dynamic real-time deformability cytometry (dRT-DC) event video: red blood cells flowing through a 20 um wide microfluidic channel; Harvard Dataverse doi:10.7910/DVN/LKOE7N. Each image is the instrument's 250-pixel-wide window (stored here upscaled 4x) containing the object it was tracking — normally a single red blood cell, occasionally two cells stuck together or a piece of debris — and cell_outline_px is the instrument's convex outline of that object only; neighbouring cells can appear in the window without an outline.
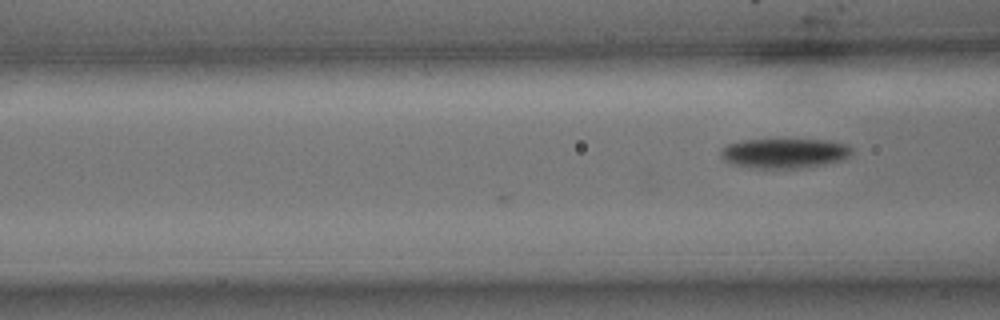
{"species": "common noctule bat (a hibernating species)", "species_latin": "Nyctalus noctula", "temperature_condition": "cold", "stored_images_in_passage": 3, "camera_frame_rate_fps": 3000, "um_per_image_px": 0.085, "animal": {"sex": "male", "body_mass_g": 15.6}, "frame": {"image": 1, "passage_image": 3, "time_ms": 0.667, "image_size_px": [1000, 320], "cell_outline_px": [[852, 152], [848, 156], [840, 160], [824, 164], [800, 168], [760, 168], [732, 164], [724, 160], [720, 156], [720, 152], [728, 144], [740, 140], [832, 140], [848, 144], [852, 148]], "centroid_in_image_um": [66.69, 13.02], "position_along_channel_um": 99.9, "area_um2": 22.6}}